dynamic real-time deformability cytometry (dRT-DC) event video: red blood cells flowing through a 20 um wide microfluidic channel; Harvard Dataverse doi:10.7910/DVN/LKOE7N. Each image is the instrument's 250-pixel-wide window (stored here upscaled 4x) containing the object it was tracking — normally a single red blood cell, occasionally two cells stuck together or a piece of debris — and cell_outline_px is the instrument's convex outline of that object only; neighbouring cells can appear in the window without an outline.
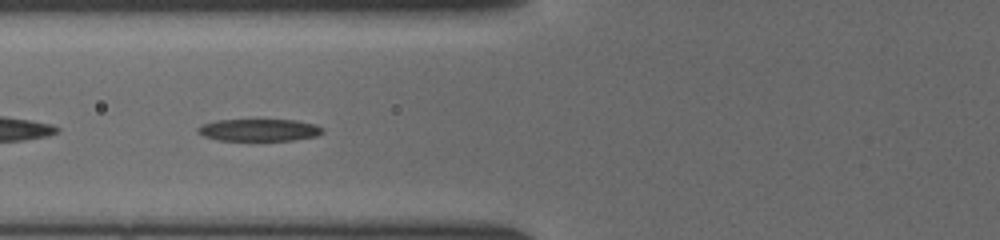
{"species": "common noctule bat (a hibernating species)", "species_latin": "Nyctalus noctula", "temperature_condition": "cold", "stored_images_in_passage": 49, "segment_of_instrument_passage": [2, 2], "camera_frame_rate_fps": 3000, "um_per_image_px": 0.085, "animal": {"sex": "female", "body_mass_g": 19.5, "forearm_length_mm": 54.1}, "frame": {"image": 1, "passage_image": 20, "time_ms": 6.333, "image_size_px": [1000, 240], "cell_outline_px": [[324, 132], [316, 136], [296, 140], [216, 140], [204, 136], [196, 132], [196, 128], [200, 124], [216, 120], [296, 120], [316, 124], [324, 128]], "centroid_in_image_um": [22.01, 11.05], "position_along_channel_um": 103.8, "area_um2": 16.3}}
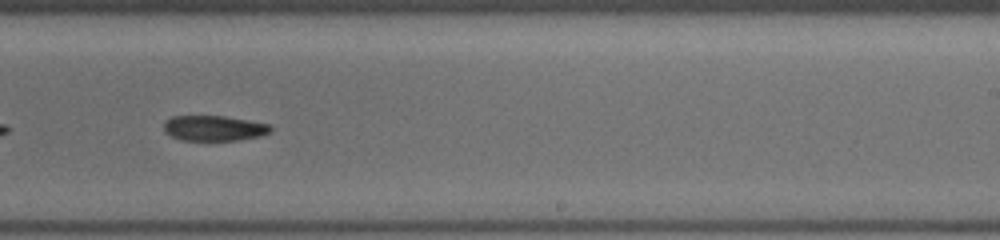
{"frame": {"image": 2, "passage_image": 32, "time_ms": 10.333, "image_size_px": [1000, 240], "cell_outline_px": [[272, 132], [260, 136], [236, 140], [180, 140], [164, 132], [164, 120], [172, 116], [224, 116], [248, 120], [268, 124], [272, 128]], "centroid_in_image_um": [18.17, 10.89], "position_along_channel_um": 270.8, "area_um2": 15.78}}
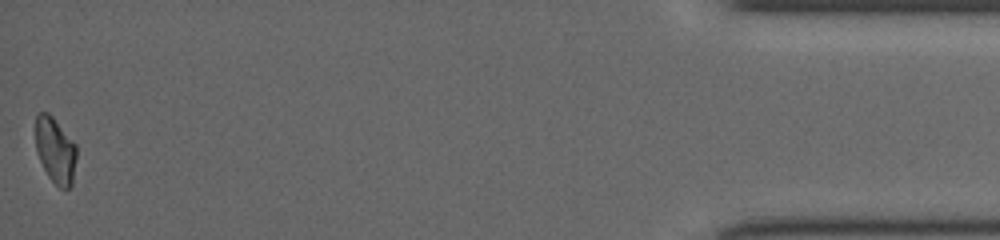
{"frame": {"image": 3, "passage_image": 49, "time_ms": 16.0, "image_size_px": [1000, 240], "cell_outline_px": [[76, 156], [72, 184], [68, 188], [60, 188], [48, 176], [36, 152], [36, 116], [40, 112], [48, 112], [52, 116], [76, 144]], "centroid_in_image_um": [4.7, 12.77], "position_along_channel_um": 430.5, "area_um2": 15.55}}